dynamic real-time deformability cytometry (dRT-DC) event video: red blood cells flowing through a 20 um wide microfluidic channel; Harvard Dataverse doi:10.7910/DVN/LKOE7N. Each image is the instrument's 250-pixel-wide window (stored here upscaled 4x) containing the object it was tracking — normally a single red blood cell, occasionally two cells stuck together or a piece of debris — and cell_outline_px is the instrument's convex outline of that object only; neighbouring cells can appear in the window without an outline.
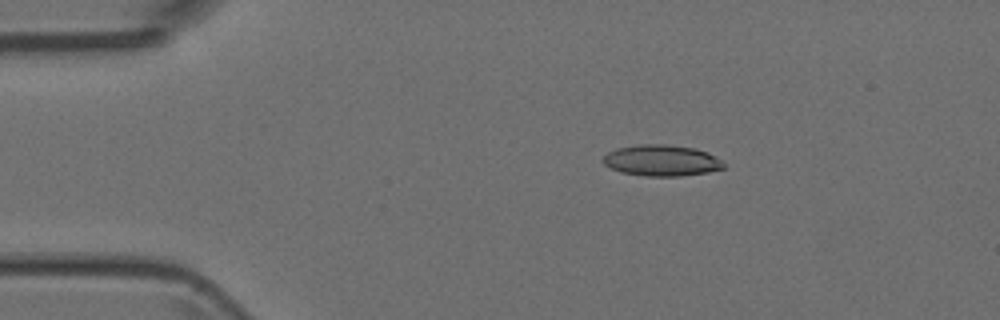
{"species": "Egyptian fruit bat (a non-hibernating species)", "species_latin": "Rousettus aegyptiacus", "temperature_condition": "room temperature", "stored_images_in_passage": 45, "camera_frame_rate_fps": 3000, "um_per_image_px": 0.085, "animal": {"sex": "female"}, "frame": {"image": 1, "passage_image": 3, "time_ms": 0.667, "image_size_px": [1000, 320], "cell_outline_px": [[724, 168], [708, 172], [680, 176], [644, 176], [620, 172], [604, 164], [600, 160], [608, 152], [616, 148], [636, 144], [668, 144], [696, 148], [708, 152], [716, 156], [724, 164]], "centroid_in_image_um": [56.22, 13.63], "position_along_channel_um": 28.8, "area_um2": 22.14}}
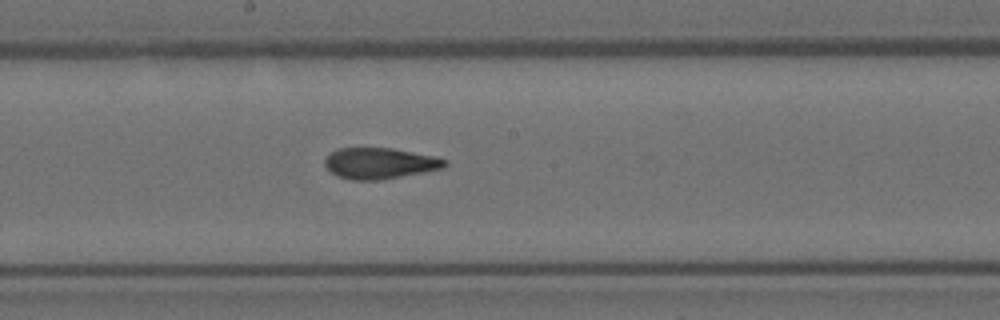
{"frame": {"image": 2, "passage_image": 21, "time_ms": 6.667, "image_size_px": [1000, 320], "cell_outline_px": [[448, 164], [444, 168], [424, 172], [380, 180], [352, 180], [336, 176], [324, 164], [324, 160], [332, 152], [340, 148], [392, 148], [436, 156], [448, 160]], "centroid_in_image_um": [32.32, 13.88], "position_along_channel_um": 215.9, "area_um2": 21.73}}
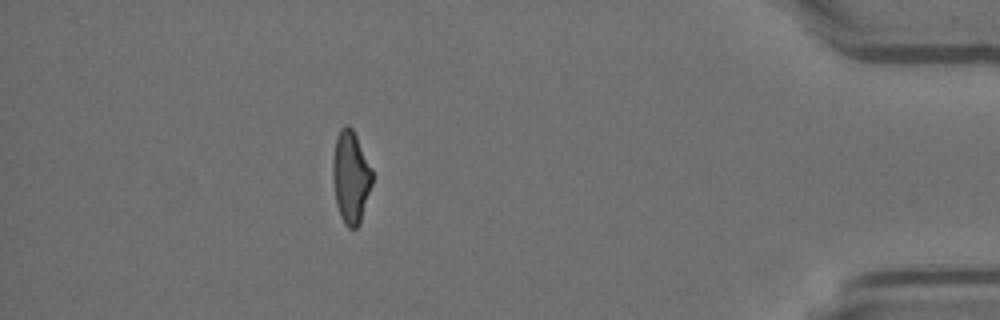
{"frame": {"image": 3, "passage_image": 39, "time_ms": 12.667, "image_size_px": [1000, 320], "cell_outline_px": [[372, 184], [360, 224], [356, 228], [348, 228], [344, 224], [340, 216], [336, 204], [332, 180], [332, 160], [336, 136], [340, 128], [344, 124], [348, 124], [352, 128], [372, 168]], "centroid_in_image_um": [29.8, 15.05], "position_along_channel_um": 405.4, "area_um2": 21.56}}